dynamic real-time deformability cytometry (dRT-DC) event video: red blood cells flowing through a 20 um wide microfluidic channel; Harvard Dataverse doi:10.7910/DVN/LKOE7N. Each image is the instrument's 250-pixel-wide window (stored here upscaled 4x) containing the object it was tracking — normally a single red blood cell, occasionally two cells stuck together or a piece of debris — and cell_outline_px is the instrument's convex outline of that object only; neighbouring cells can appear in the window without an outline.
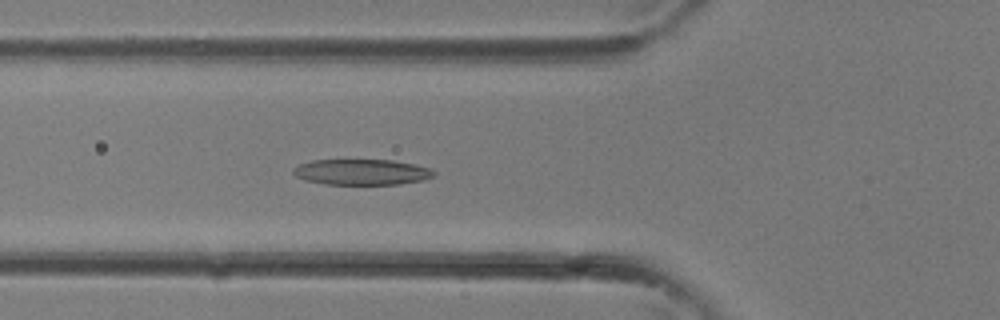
{"species": "common noctule bat (a hibernating species)", "species_latin": "Nyctalus noctula", "temperature_condition": "room temperature", "stored_images_in_passage": 35, "camera_frame_rate_fps": 3000, "um_per_image_px": 0.085, "animal": {"sex": "female"}, "frame": {"image": 1, "passage_image": 13, "time_ms": 4.0, "image_size_px": [1000, 320], "cell_outline_px": [[436, 176], [424, 180], [400, 184], [324, 184], [304, 180], [296, 176], [292, 172], [292, 168], [300, 164], [312, 160], [392, 160], [412, 164], [428, 168], [436, 172]], "centroid_in_image_um": [30.73, 14.63], "position_along_channel_um": 95.1, "area_um2": 21.1}}
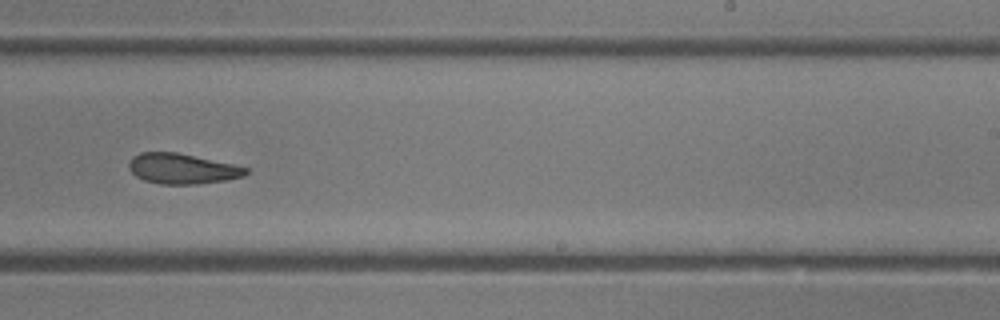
{"frame": {"image": 2, "passage_image": 22, "time_ms": 7.0, "image_size_px": [1000, 320], "cell_outline_px": [[248, 172], [244, 176], [224, 180], [196, 184], [160, 184], [144, 180], [136, 176], [128, 168], [128, 164], [132, 156], [140, 152], [176, 152], [232, 164], [248, 168]], "centroid_in_image_um": [15.44, 14.33], "position_along_channel_um": 273.6, "area_um2": 20.52}}
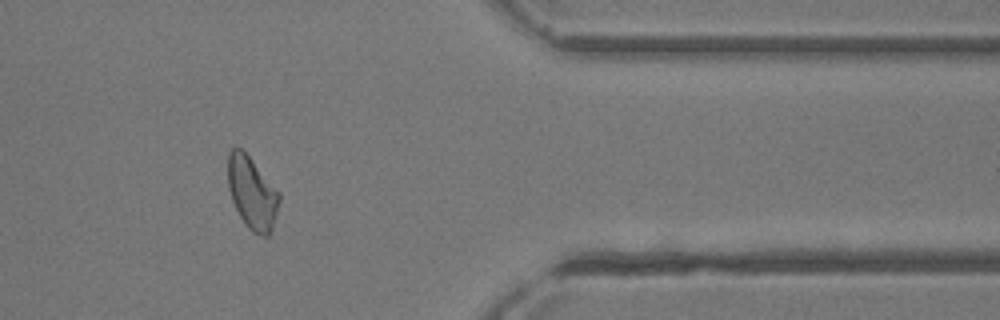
{"frame": {"image": 3, "passage_image": 29, "time_ms": 9.333, "image_size_px": [1000, 320], "cell_outline_px": [[280, 200], [276, 216], [268, 236], [264, 236], [252, 232], [248, 228], [240, 216], [232, 200], [228, 188], [228, 152], [232, 148], [240, 148], [248, 156], [280, 192]], "centroid_in_image_um": [21.42, 16.4], "position_along_channel_um": 390.0, "area_um2": 21.39}}